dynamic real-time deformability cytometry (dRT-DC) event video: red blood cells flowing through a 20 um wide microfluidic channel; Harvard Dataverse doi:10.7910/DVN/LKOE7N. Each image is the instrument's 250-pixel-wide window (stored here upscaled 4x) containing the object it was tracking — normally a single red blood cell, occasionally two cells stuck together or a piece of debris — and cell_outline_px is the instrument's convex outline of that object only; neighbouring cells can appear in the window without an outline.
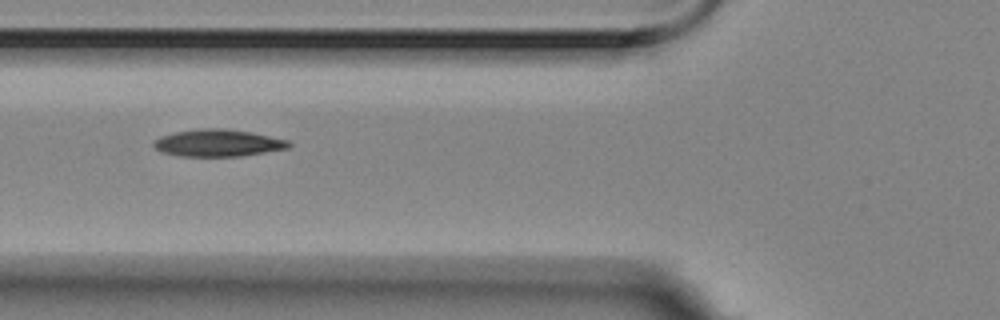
{"species": "Egyptian fruit bat (a non-hibernating species)", "species_latin": "Rousettus aegyptiacus", "temperature_condition": "room temperature", "stored_images_in_passage": 6, "camera_frame_rate_fps": 3000, "um_per_image_px": 0.085, "animal": {"sex": "female"}, "frame": {"image": 1, "passage_image": 2, "time_ms": 0.333, "image_size_px": [1000, 320], "cell_outline_px": [[292, 144], [288, 148], [240, 156], [180, 156], [164, 152], [156, 148], [152, 144], [160, 136], [176, 132], [200, 128], [224, 128], [248, 132], [288, 140]], "centroid_in_image_um": [18.52, 12.15], "position_along_channel_um": 107.3, "area_um2": 20.98}}
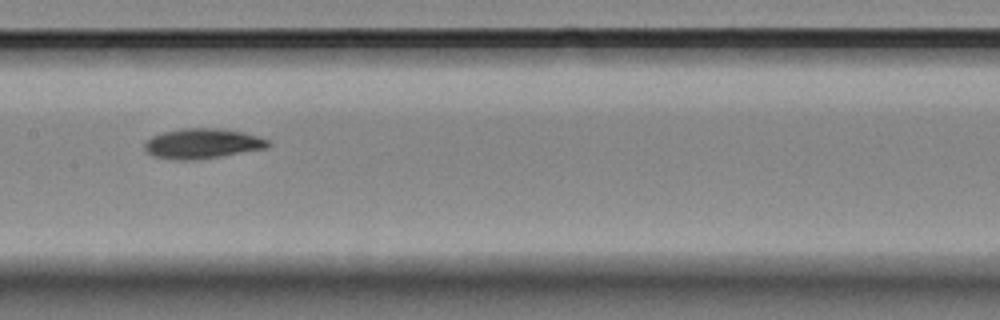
{"frame": {"image": 2, "passage_image": 4, "time_ms": 1.0, "image_size_px": [1000, 320], "cell_outline_px": [[272, 144], [268, 148], [196, 160], [176, 160], [152, 156], [144, 148], [144, 144], [152, 136], [164, 132], [184, 128], [216, 128], [244, 132], [268, 140]], "centroid_in_image_um": [17.21, 12.21], "position_along_channel_um": 190.2, "area_um2": 21.56}}
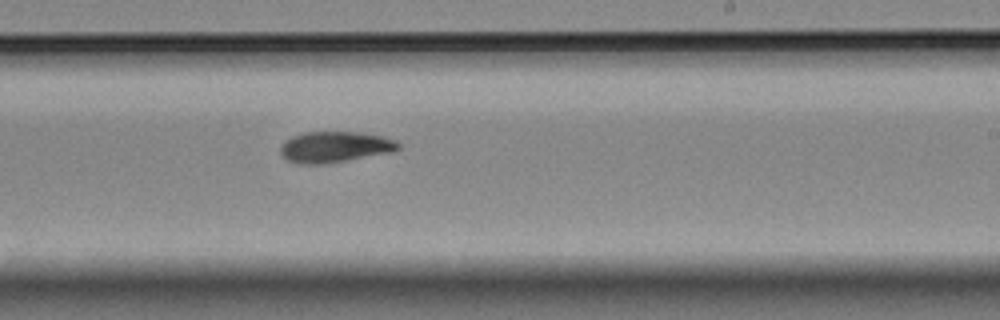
{"frame": {"image": 3, "passage_image": 6, "time_ms": 1.667, "image_size_px": [1000, 320], "cell_outline_px": [[400, 148], [392, 152], [324, 164], [300, 164], [288, 160], [280, 152], [280, 148], [284, 140], [292, 136], [304, 132], [356, 132], [380, 136], [396, 140], [400, 144]], "centroid_in_image_um": [28.45, 12.49], "position_along_channel_um": 260.6, "area_um2": 21.15}}